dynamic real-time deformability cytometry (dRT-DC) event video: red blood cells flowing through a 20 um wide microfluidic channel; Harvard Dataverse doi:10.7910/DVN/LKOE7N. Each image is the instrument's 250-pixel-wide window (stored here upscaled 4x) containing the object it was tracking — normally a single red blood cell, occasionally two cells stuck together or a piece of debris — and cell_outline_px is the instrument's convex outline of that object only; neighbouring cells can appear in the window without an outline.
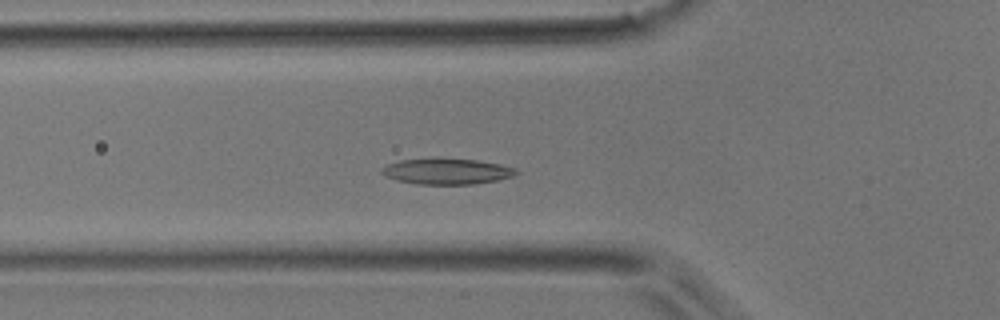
{"species": "common noctule bat (a hibernating species)", "species_latin": "Nyctalus noctula", "temperature_condition": "room temperature", "stored_images_in_passage": 34, "camera_frame_rate_fps": 3000, "um_per_image_px": 0.085, "animal": {"sex": "male", "body_mass_g": 17.9}, "frame": {"image": 1, "passage_image": 4, "time_ms": 1.0, "image_size_px": [1000, 320], "cell_outline_px": [[520, 172], [512, 176], [496, 180], [472, 184], [416, 184], [396, 180], [380, 172], [380, 168], [388, 164], [400, 160], [432, 156], [440, 156], [476, 160], [500, 164], [516, 168]], "centroid_in_image_um": [37.94, 14.52], "position_along_channel_um": 87.9, "area_um2": 20.81}}
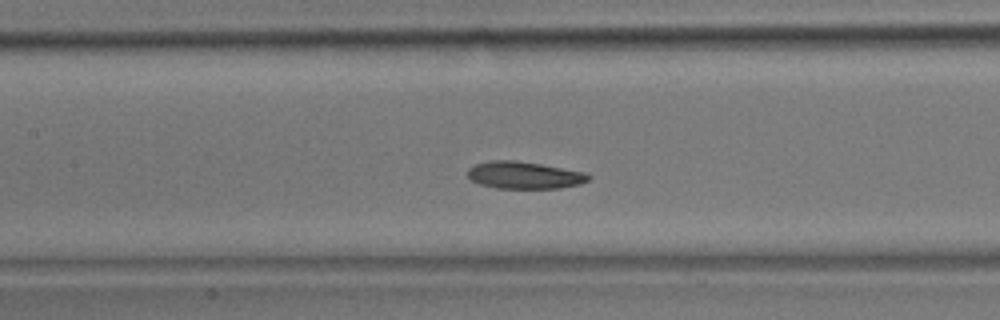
{"frame": {"image": 2, "passage_image": 9, "time_ms": 2.667, "image_size_px": [1000, 320], "cell_outline_px": [[592, 176], [588, 180], [580, 184], [560, 188], [496, 188], [480, 184], [472, 180], [468, 176], [468, 168], [476, 164], [492, 160], [516, 160], [540, 164], [584, 172]], "centroid_in_image_um": [44.56, 14.89], "position_along_channel_um": 162.8, "area_um2": 19.02}}
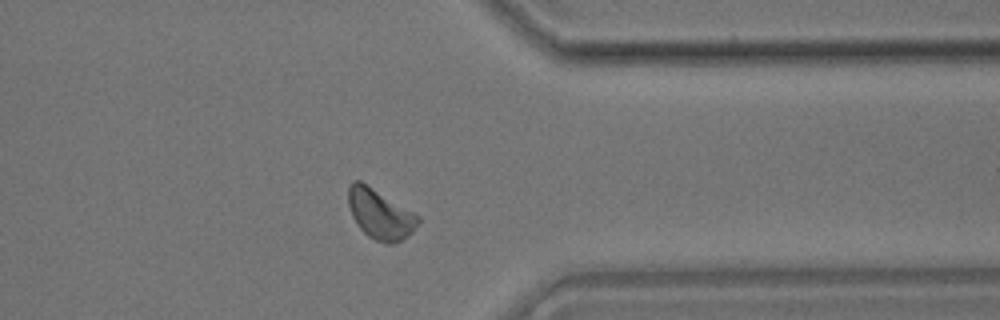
{"frame": {"image": 3, "passage_image": 24, "time_ms": 7.667, "image_size_px": [1000, 320], "cell_outline_px": [[420, 220], [412, 232], [408, 236], [392, 244], [388, 244], [376, 240], [368, 236], [360, 228], [352, 216], [348, 204], [348, 184], [352, 180], [360, 180], [420, 216]], "centroid_in_image_um": [32.29, 18.18], "position_along_channel_um": 379.1, "area_um2": 20.17}}